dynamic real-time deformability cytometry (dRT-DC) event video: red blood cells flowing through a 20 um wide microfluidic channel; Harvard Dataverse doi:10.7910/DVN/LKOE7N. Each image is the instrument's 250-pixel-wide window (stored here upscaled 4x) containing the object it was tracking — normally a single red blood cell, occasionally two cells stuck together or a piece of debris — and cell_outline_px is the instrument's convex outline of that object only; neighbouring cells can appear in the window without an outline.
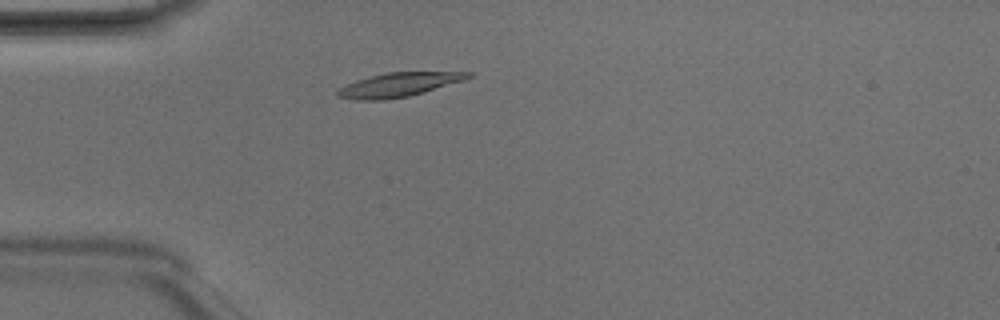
{"species": "Egyptian fruit bat (a non-hibernating species)", "species_latin": "Rousettus aegyptiacus", "temperature_condition": "room temperature", "stored_images_in_passage": 2, "camera_frame_rate_fps": 3000, "um_per_image_px": 0.085, "animal": {"sex": "male"}, "frame": {"image": 1, "passage_image": 2, "time_ms": 0.333, "image_size_px": [1000, 320], "cell_outline_px": [[472, 76], [464, 80], [424, 92], [408, 96], [384, 100], [356, 100], [336, 96], [336, 92], [340, 88], [356, 80], [388, 72], [472, 72]], "centroid_in_image_um": [33.88, 7.21], "position_along_channel_um": 51.1, "area_um2": 18.03}}